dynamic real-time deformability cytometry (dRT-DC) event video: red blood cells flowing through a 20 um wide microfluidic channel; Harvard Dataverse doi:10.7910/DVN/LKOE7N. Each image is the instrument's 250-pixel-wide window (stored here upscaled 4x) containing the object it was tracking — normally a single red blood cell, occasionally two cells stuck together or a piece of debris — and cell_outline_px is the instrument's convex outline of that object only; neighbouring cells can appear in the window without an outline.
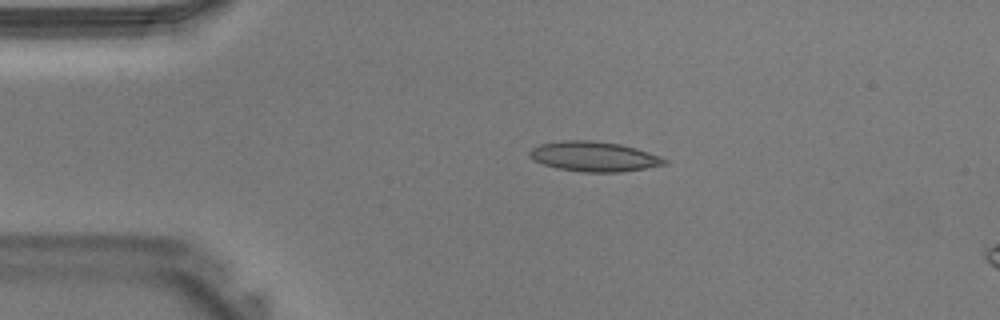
{"species": "Egyptian fruit bat (a non-hibernating species)", "species_latin": "Rousettus aegyptiacus", "temperature_condition": "warm", "stored_images_in_passage": 33, "camera_frame_rate_fps": 3000, "um_per_image_px": 0.085, "animal": {"sex": "male"}, "frame": {"image": 1, "passage_image": 1, "time_ms": 0.0, "image_size_px": [1000, 320], "cell_outline_px": [[668, 164], [620, 172], [584, 172], [556, 168], [532, 160], [528, 156], [528, 152], [532, 148], [540, 144], [564, 140], [588, 140], [620, 144], [636, 148], [660, 156], [668, 160]], "centroid_in_image_um": [50.47, 13.3], "position_along_channel_um": 34.5, "area_um2": 23.52}}
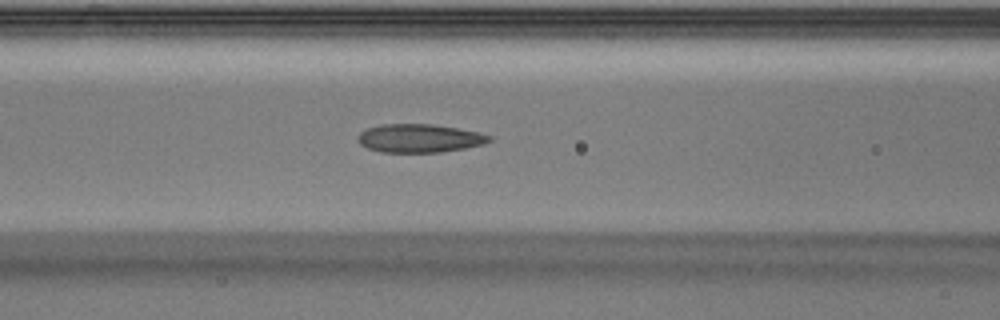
{"frame": {"image": 2, "passage_image": 9, "time_ms": 2.667, "image_size_px": [1000, 320], "cell_outline_px": [[492, 140], [484, 144], [464, 148], [440, 152], [380, 152], [368, 148], [360, 144], [360, 132], [368, 128], [384, 124], [432, 124], [480, 132], [492, 136]], "centroid_in_image_um": [35.7, 11.75], "position_along_channel_um": 130.9, "area_um2": 21.56}}
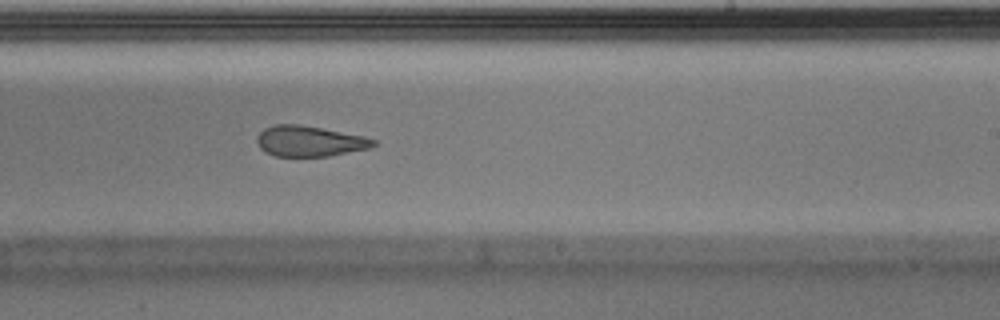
{"frame": {"image": 3, "passage_image": 17, "time_ms": 5.333, "image_size_px": [1000, 320], "cell_outline_px": [[376, 144], [368, 148], [328, 156], [276, 156], [264, 152], [260, 148], [256, 140], [256, 136], [264, 128], [276, 124], [296, 124], [320, 128], [364, 136], [376, 140]], "centroid_in_image_um": [26.26, 12.0], "position_along_channel_um": 262.7, "area_um2": 20.58}}